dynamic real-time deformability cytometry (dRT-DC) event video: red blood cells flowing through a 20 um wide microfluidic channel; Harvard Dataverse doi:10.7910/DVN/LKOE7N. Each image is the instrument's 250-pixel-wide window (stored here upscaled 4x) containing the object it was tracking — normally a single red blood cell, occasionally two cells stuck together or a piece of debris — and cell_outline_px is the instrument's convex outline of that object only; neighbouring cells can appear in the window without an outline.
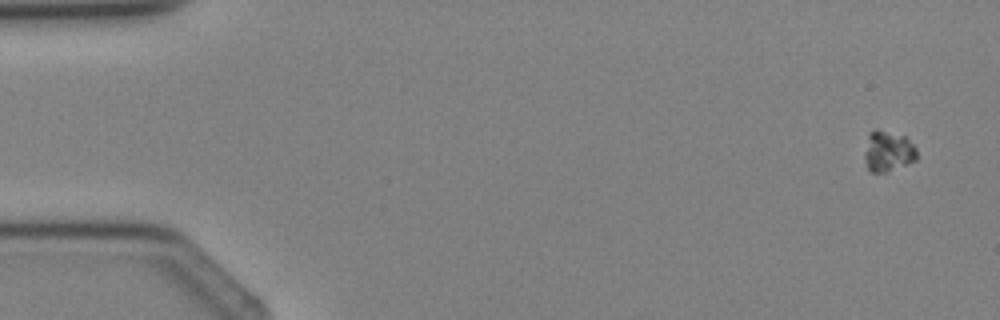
{"species": "Egyptian fruit bat (a non-hibernating species)", "species_latin": "Rousettus aegyptiacus", "temperature_condition": "cold", "stored_images_in_passage": 4, "camera_frame_rate_fps": 3000, "um_per_image_px": 0.085, "animal": {"sex": "female"}, "frame": {"image": 1, "passage_image": 1, "time_ms": 0.0, "image_size_px": [1000, 320], "cell_outline_px": [[916, 160], [908, 164], [888, 172], [868, 172], [864, 160], [864, 152], [868, 132], [872, 128], [876, 128], [904, 136], [916, 148]], "centroid_in_image_um": [75.43, 12.86], "position_along_channel_um": 9.6, "area_um2": 12.72}}